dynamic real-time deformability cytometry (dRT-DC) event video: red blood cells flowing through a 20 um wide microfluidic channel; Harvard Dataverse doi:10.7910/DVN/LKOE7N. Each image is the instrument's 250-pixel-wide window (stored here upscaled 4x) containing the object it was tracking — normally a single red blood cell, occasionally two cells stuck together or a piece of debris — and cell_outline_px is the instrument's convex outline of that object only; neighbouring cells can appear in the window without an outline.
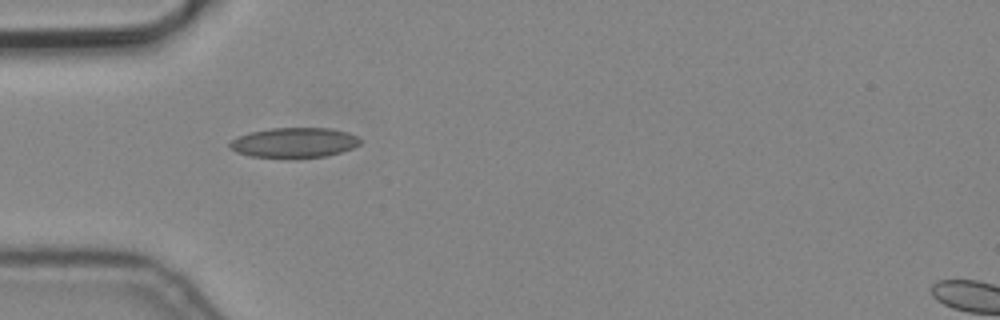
{"species": "common noctule bat (a hibernating species)", "species_latin": "Nyctalus noctula", "temperature_condition": "cold", "stored_images_in_passage": 3, "camera_frame_rate_fps": 3000, "um_per_image_px": 0.085, "animal": {"sex": "male", "body_mass_g": 19.2, "forearm_length_mm": 51.8}, "frame": {"image": 1, "passage_image": 1, "time_ms": 0.0, "image_size_px": [1000, 320], "cell_outline_px": [[360, 144], [352, 148], [328, 156], [248, 156], [236, 152], [228, 148], [228, 144], [232, 140], [248, 132], [272, 128], [332, 128], [348, 132], [360, 136]], "centroid_in_image_um": [25.02, 12.09], "position_along_channel_um": 60.0, "area_um2": 22.48}}
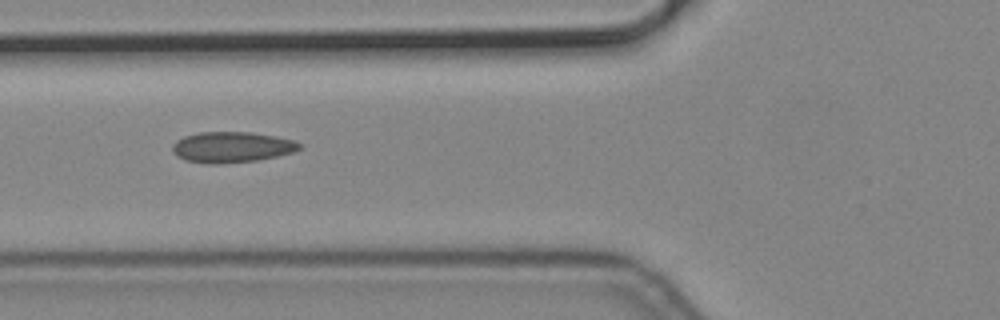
{"frame": {"image": 2, "passage_image": 2, "time_ms": 0.333, "image_size_px": [1000, 320], "cell_outline_px": [[300, 148], [292, 152], [276, 156], [256, 160], [216, 164], [208, 164], [184, 160], [176, 156], [172, 152], [172, 144], [176, 140], [184, 136], [200, 132], [252, 132], [276, 136], [292, 140], [300, 144]], "centroid_in_image_um": [19.63, 12.5], "position_along_channel_um": 106.2, "area_um2": 22.72}}
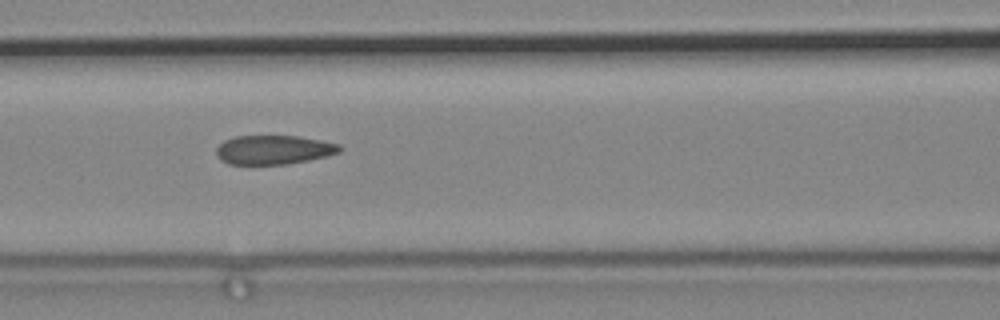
{"frame": {"image": 3, "passage_image": 3, "time_ms": 0.667, "image_size_px": [1000, 320], "cell_outline_px": [[344, 148], [340, 152], [328, 156], [288, 164], [228, 164], [220, 160], [216, 152], [216, 148], [224, 140], [236, 136], [300, 136], [340, 144]], "centroid_in_image_um": [23.29, 12.73], "position_along_channel_um": 143.3, "area_um2": 21.04}}